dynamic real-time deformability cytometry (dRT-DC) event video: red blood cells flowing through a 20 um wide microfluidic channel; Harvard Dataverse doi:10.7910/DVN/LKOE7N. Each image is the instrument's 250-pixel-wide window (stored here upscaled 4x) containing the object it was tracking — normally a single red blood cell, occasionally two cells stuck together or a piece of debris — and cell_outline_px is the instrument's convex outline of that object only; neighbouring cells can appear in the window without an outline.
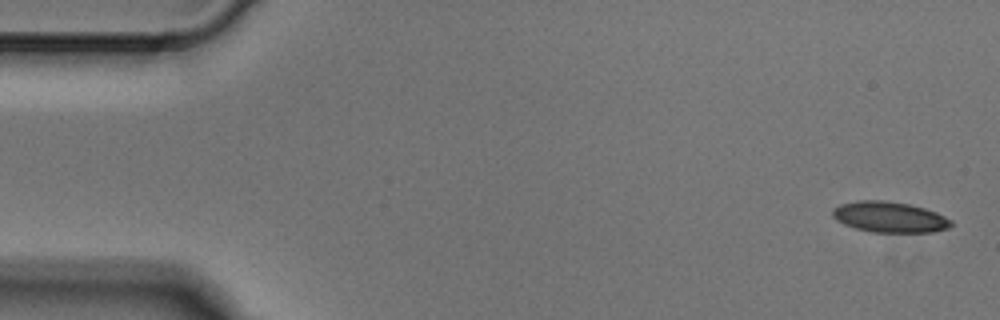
{"species": "Egyptian fruit bat (a non-hibernating species)", "species_latin": "Rousettus aegyptiacus", "temperature_condition": "cold", "stored_images_in_passage": 3, "camera_frame_rate_fps": 3000, "um_per_image_px": 0.085, "animal": {"sex": "male"}, "frame": {"image": 1, "passage_image": 1, "time_ms": 0.0, "image_size_px": [1000, 320], "cell_outline_px": [[952, 224], [948, 228], [932, 232], [872, 232], [856, 228], [844, 224], [836, 220], [832, 216], [832, 208], [840, 204], [856, 200], [884, 200], [908, 204], [924, 208], [936, 212], [952, 220]], "centroid_in_image_um": [75.58, 18.44], "position_along_channel_um": 9.4, "area_um2": 21.27}}